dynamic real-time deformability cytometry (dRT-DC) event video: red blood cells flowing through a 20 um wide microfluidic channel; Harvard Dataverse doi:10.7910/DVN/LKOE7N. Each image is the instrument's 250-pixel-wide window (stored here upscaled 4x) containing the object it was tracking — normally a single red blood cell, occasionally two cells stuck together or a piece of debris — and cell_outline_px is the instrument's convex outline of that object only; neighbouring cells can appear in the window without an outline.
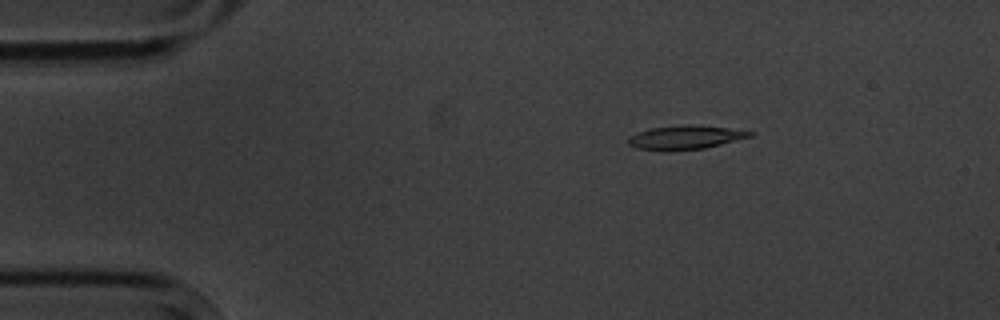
{"species": "common noctule bat (a hibernating species)", "species_latin": "Nyctalus noctula", "temperature_condition": "cold", "stored_images_in_passage": 5, "camera_frame_rate_fps": 3000, "um_per_image_px": 0.085, "animal": {"sex": "male", "body_mass_g": 20.1, "forearm_length_mm": 53.5}, "frame": {"image": 1, "passage_image": 3, "time_ms": 2.333, "image_size_px": [1000, 320], "cell_outline_px": [[756, 132], [752, 136], [704, 148], [668, 152], [664, 152], [636, 148], [628, 144], [628, 136], [636, 132], [652, 128], [688, 124], [696, 124], [728, 128]], "centroid_in_image_um": [58.2, 11.69], "position_along_channel_um": 26.8, "area_um2": 17.17}}